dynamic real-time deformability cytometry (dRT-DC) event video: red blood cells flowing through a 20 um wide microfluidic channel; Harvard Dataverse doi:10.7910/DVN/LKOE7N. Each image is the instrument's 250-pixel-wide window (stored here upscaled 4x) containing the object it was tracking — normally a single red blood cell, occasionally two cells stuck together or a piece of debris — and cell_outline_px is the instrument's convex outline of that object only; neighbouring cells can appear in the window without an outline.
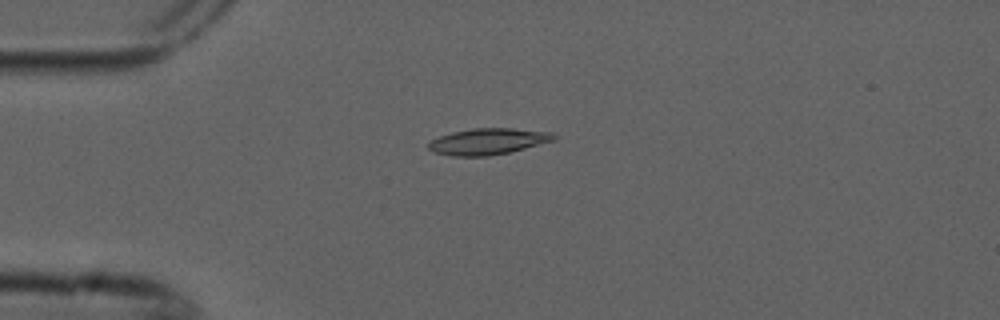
{"species": "common noctule bat (a hibernating species)", "species_latin": "Nyctalus noctula", "temperature_condition": "cold", "stored_images_in_passage": 8, "camera_frame_rate_fps": 3000, "um_per_image_px": 0.085, "animal": {"sex": "male", "forearm_length_mm": 52.5}, "frame": {"image": 1, "passage_image": 4, "time_ms": 1.0, "image_size_px": [1000, 320], "cell_outline_px": [[556, 140], [508, 152], [488, 156], [452, 156], [436, 152], [428, 148], [428, 144], [432, 140], [440, 136], [452, 132], [472, 128], [512, 128], [552, 132], [556, 136]], "centroid_in_image_um": [41.5, 12.01], "position_along_channel_um": 43.5, "area_um2": 19.02}}
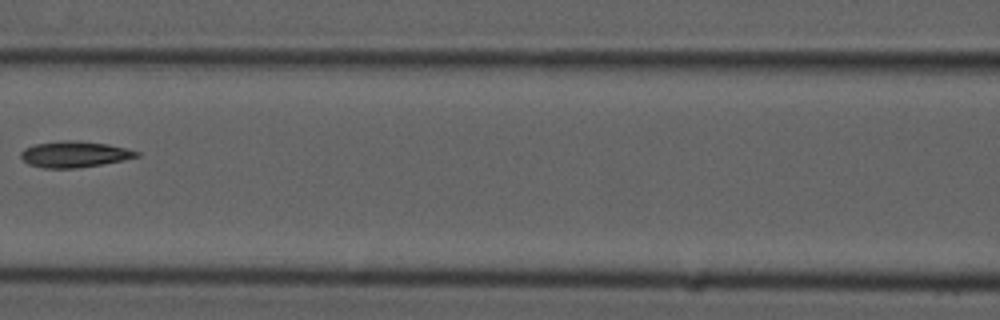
{"frame": {"image": 2, "passage_image": 7, "time_ms": 2.0, "image_size_px": [1000, 320], "cell_outline_px": [[140, 156], [124, 160], [76, 168], [44, 168], [28, 164], [20, 156], [20, 152], [24, 148], [36, 144], [64, 140], [72, 140], [108, 144], [140, 152]], "centroid_in_image_um": [6.31, 13.11], "position_along_channel_um": 160.3, "area_um2": 17.46}}
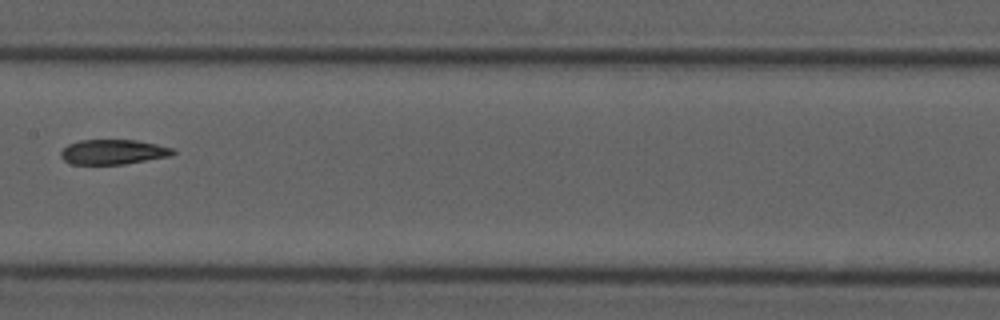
{"frame": {"image": 3, "passage_image": 8, "time_ms": 2.333, "image_size_px": [1000, 320], "cell_outline_px": [[176, 152], [172, 156], [124, 164], [72, 164], [64, 160], [60, 156], [60, 152], [68, 144], [80, 140], [136, 140], [156, 144], [172, 148]], "centroid_in_image_um": [9.62, 12.91], "position_along_channel_um": 197.8, "area_um2": 16.24}}